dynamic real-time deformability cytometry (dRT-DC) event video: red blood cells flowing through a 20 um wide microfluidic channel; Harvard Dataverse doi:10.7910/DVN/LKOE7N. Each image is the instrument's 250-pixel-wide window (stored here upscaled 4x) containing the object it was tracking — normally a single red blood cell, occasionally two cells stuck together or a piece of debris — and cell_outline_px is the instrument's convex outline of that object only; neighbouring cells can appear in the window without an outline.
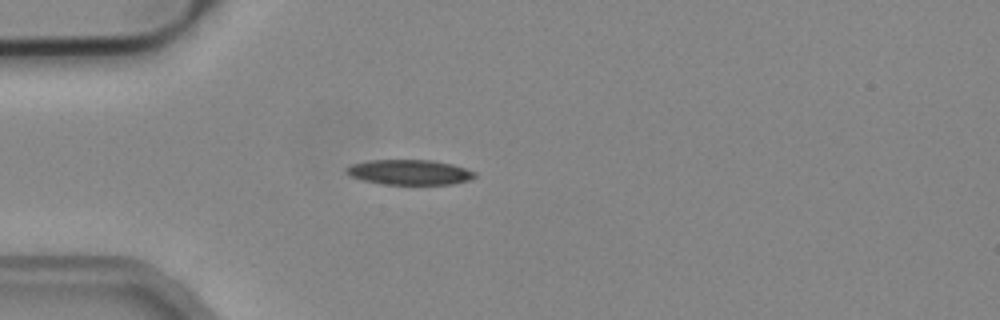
{"species": "common noctule bat (a hibernating species)", "species_latin": "Nyctalus noctula", "temperature_condition": "cold", "stored_images_in_passage": 34, "camera_frame_rate_fps": 3000, "um_per_image_px": 0.085, "animal": {"sex": "male", "body_mass_g": 19.2, "forearm_length_mm": 51.8}, "frame": {"image": 1, "passage_image": 1, "time_ms": 0.0, "image_size_px": [1000, 320], "cell_outline_px": [[476, 176], [468, 180], [452, 184], [384, 184], [364, 180], [352, 176], [344, 172], [352, 164], [368, 160], [432, 160], [452, 164], [476, 172]], "centroid_in_image_um": [34.82, 14.63], "position_along_channel_um": 50.2, "area_um2": 18.55}}
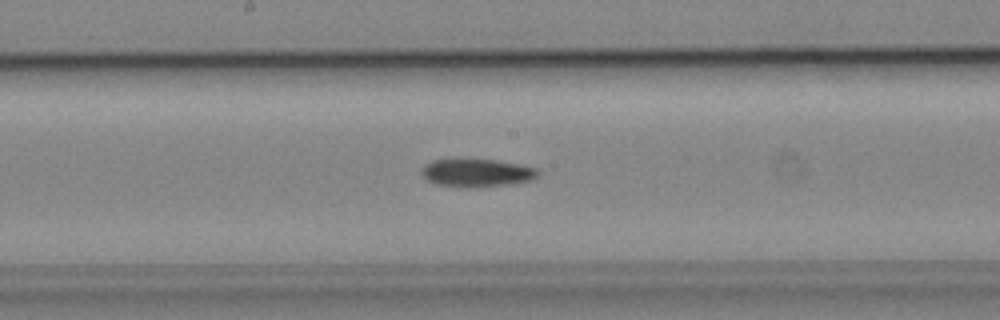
{"frame": {"image": 2, "passage_image": 14, "time_ms": 4.333, "image_size_px": [1000, 320], "cell_outline_px": [[540, 172], [532, 180], [504, 184], [436, 184], [428, 180], [420, 172], [420, 168], [424, 164], [432, 160], [452, 156], [460, 156], [496, 160], [536, 168]], "centroid_in_image_um": [40.43, 14.57], "position_along_channel_um": 207.8, "area_um2": 18.67}}
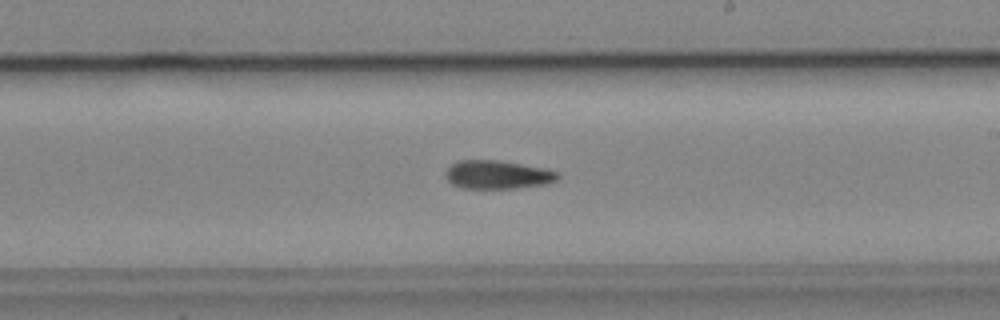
{"frame": {"image": 3, "passage_image": 17, "time_ms": 5.333, "image_size_px": [1000, 320], "cell_outline_px": [[560, 176], [556, 180], [548, 184], [516, 188], [464, 188], [452, 184], [444, 176], [444, 172], [456, 160], [500, 160], [544, 168], [560, 172]], "centroid_in_image_um": [42.3, 14.84], "position_along_channel_um": 246.7, "area_um2": 18.79}, "authors_computed_cell_mechanics": {"area_um2": 18.8717, "velocity_mm_per_s": 3.9163, "shape_relaxation_time_tau1_ms": 11.0641, "shape_relaxation_time_tau2_ms": null, "deformation_change_tau1": 0.217, "deformation_change_tau2": null}}